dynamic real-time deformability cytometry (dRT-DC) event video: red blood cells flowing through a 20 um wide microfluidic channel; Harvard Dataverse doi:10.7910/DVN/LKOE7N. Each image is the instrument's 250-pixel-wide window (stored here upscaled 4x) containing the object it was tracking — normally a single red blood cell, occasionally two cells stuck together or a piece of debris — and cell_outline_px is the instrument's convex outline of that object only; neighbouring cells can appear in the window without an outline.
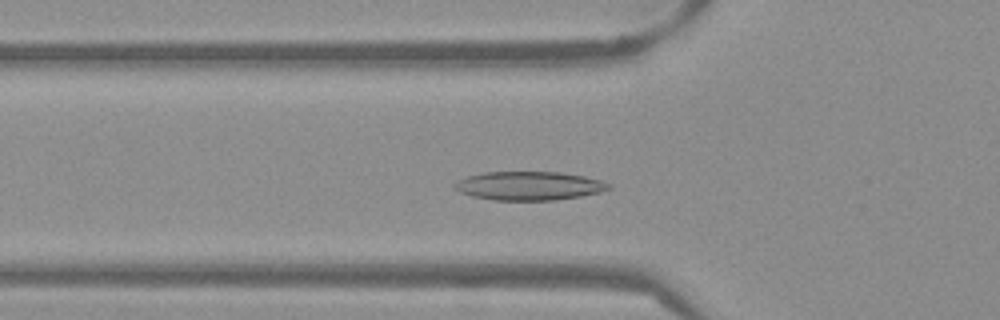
{"species": "Egyptian fruit bat (a non-hibernating species)", "species_latin": "Rousettus aegyptiacus", "temperature_condition": "warm", "stored_images_in_passage": 43, "camera_frame_rate_fps": 3000, "um_per_image_px": 0.085, "frame": {"image": 1, "passage_image": 15, "time_ms": 4.667, "image_size_px": [1000, 320], "cell_outline_px": [[612, 188], [600, 192], [580, 196], [556, 200], [496, 200], [472, 196], [460, 192], [452, 188], [452, 184], [456, 180], [468, 176], [484, 172], [560, 172], [584, 176], [600, 180], [612, 184]], "centroid_in_image_um": [44.95, 15.79], "position_along_channel_um": 80.8, "area_um2": 25.89}}
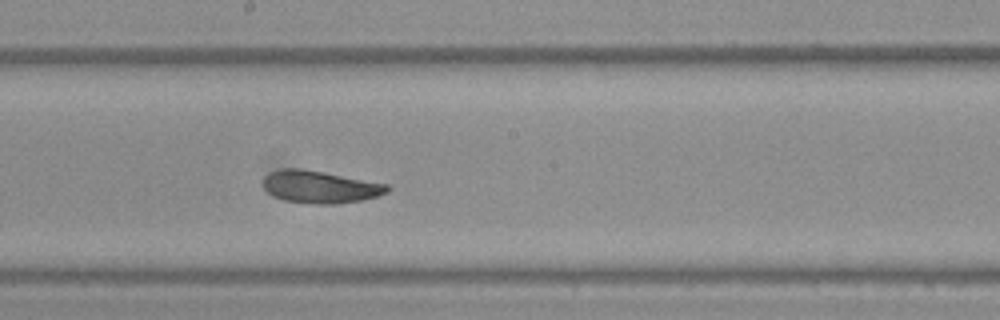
{"frame": {"image": 2, "passage_image": 26, "time_ms": 8.333, "image_size_px": [1000, 320], "cell_outline_px": [[392, 188], [388, 192], [376, 196], [360, 200], [332, 204], [316, 204], [284, 200], [272, 196], [264, 188], [264, 176], [272, 172], [284, 168], [300, 168], [324, 172], [388, 184]], "centroid_in_image_um": [27.21, 15.88], "position_along_channel_um": 221.0, "area_um2": 23.24}}
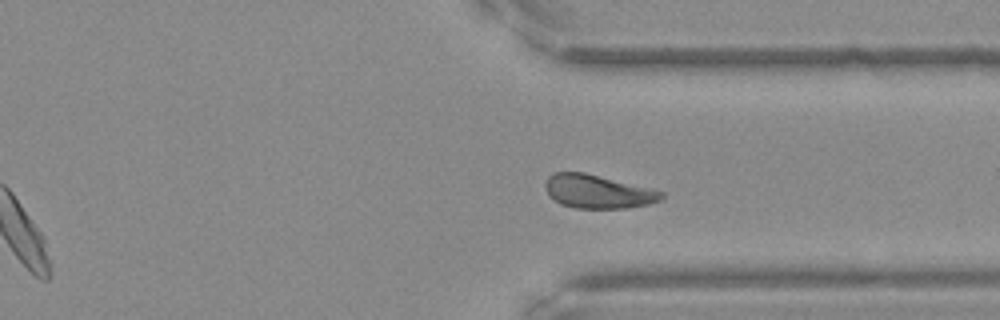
{"frame": {"image": 3, "passage_image": 37, "time_ms": 12.0, "image_size_px": [1000, 320], "cell_outline_px": [[664, 196], [660, 200], [648, 204], [628, 208], [576, 208], [560, 204], [548, 196], [544, 188], [544, 184], [548, 176], [552, 172], [584, 172], [664, 192]], "centroid_in_image_um": [50.74, 16.28], "position_along_channel_um": 360.7, "area_um2": 22.66}, "authors_computed_cell_mechanics": {"area_um2": 23.4668, "velocity_mm_per_s": 3.8014, "shape_relaxation_time_tau1_ms": 3.6228, "shape_relaxation_time_tau2_ms": 3.46, "deformation_change_tau1": 0.1197, "deformation_change_tau2": 0.0976}}